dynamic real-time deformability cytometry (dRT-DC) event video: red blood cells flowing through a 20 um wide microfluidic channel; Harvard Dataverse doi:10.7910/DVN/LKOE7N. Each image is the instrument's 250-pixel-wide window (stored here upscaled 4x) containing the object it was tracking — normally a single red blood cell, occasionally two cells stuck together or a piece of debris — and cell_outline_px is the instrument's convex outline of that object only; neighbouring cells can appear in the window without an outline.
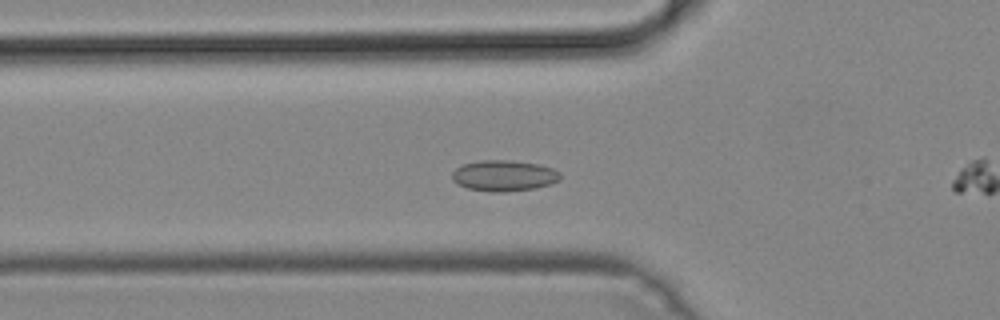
{"species": "common noctule bat (a hibernating species)", "species_latin": "Nyctalus noctula", "temperature_condition": "cold", "stored_images_in_passage": 36, "camera_frame_rate_fps": 3000, "um_per_image_px": 0.085, "animal": {"sex": "male", "body_mass_g": 19.2, "forearm_length_mm": 51.8}, "frame": {"image": 1, "passage_image": 2, "time_ms": 0.333, "image_size_px": [1000, 320], "cell_outline_px": [[560, 180], [552, 184], [536, 188], [504, 192], [492, 192], [468, 188], [456, 184], [452, 180], [452, 172], [456, 168], [464, 164], [480, 160], [508, 160], [540, 164], [552, 168], [560, 172]], "centroid_in_image_um": [42.85, 14.93], "position_along_channel_um": 83.0, "area_um2": 19.65}}
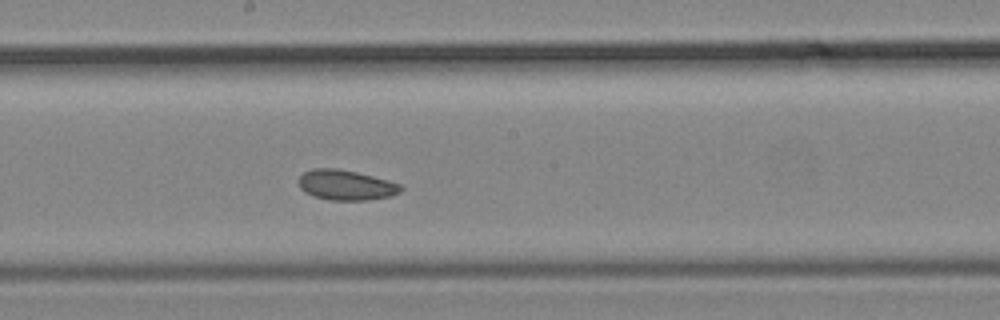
{"frame": {"image": 2, "passage_image": 12, "time_ms": 3.667, "image_size_px": [1000, 320], "cell_outline_px": [[404, 188], [400, 192], [392, 196], [364, 200], [328, 200], [304, 192], [300, 188], [300, 176], [304, 172], [312, 168], [336, 168], [356, 172], [388, 180], [400, 184]], "centroid_in_image_um": [29.42, 15.73], "position_along_channel_um": 218.8, "area_um2": 17.86}}
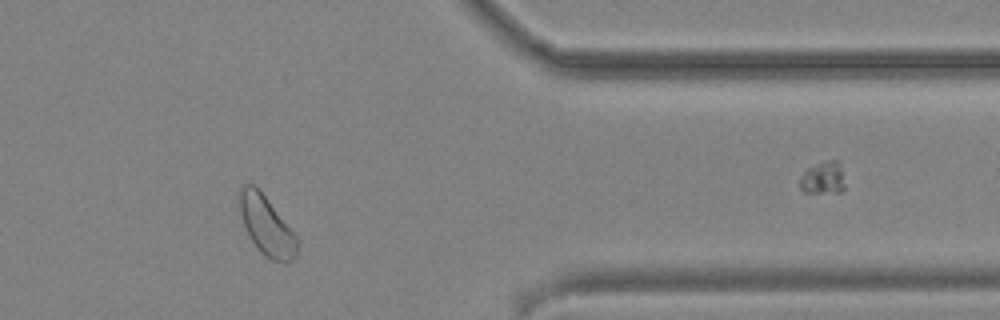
{"frame": {"image": 3, "passage_image": 26, "time_ms": 8.333, "image_size_px": [1000, 320], "cell_outline_px": [[300, 244], [292, 260], [288, 264], [284, 264], [272, 260], [260, 252], [252, 240], [244, 224], [240, 212], [236, 192], [244, 184], [252, 184], [264, 196], [300, 240]], "centroid_in_image_um": [22.66, 19.21], "position_along_channel_um": 388.7, "area_um2": 19.77}}